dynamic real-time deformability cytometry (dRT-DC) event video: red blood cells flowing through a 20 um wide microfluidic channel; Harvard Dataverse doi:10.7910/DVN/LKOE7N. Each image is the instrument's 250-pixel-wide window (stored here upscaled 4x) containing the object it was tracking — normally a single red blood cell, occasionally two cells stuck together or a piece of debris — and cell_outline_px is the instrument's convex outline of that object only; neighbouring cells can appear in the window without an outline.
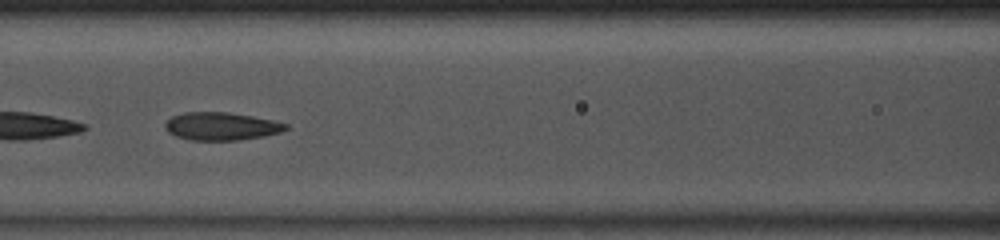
{"species": "common noctule bat (a hibernating species)", "species_latin": "Nyctalus noctula", "temperature_condition": "room temperature", "stored_images_in_passage": 37, "camera_frame_rate_fps": 3000, "um_per_image_px": 0.085, "animal": {"sex": "male", "body_mass_g": 13.0, "forearm_length_mm": 53.1}, "frame": {"image": 1, "passage_image": 11, "time_ms": 3.333, "image_size_px": [1000, 240], "cell_outline_px": [[288, 128], [280, 132], [264, 136], [236, 140], [192, 140], [176, 136], [168, 132], [164, 128], [164, 124], [172, 116], [184, 112], [228, 112], [252, 116], [272, 120], [288, 124]], "centroid_in_image_um": [18.79, 10.73], "position_along_channel_um": 147.8, "area_um2": 19.54}, "authors_computed_cell_mechanics": {"area_um2": 19.941, "velocity_mm_per_s": 4.0966, "shape_relaxation_time_tau1_ms": null, "shape_relaxation_time_tau2_ms": 1.5077, "deformation_change_tau1": null, "deformation_change_tau2": 0.0778}}